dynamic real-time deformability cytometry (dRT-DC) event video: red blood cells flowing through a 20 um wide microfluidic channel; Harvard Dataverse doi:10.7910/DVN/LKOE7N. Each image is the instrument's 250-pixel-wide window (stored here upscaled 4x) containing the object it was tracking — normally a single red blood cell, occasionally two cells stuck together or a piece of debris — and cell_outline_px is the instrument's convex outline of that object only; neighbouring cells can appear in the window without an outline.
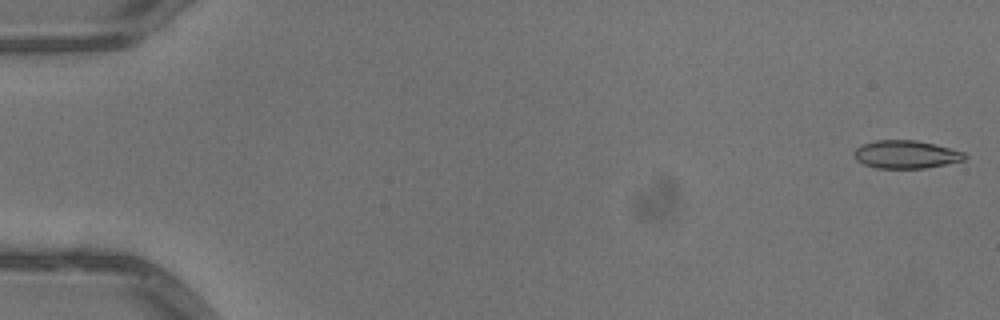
{"species": "common noctule bat (a hibernating species)", "species_latin": "Nyctalus noctula", "temperature_condition": "warm", "stored_images_in_passage": 51, "camera_frame_rate_fps": 3000, "um_per_image_px": 0.085, "animal": {"sex": "male", "body_mass_g": 13.3}, "frame": {"image": 1, "passage_image": 1, "time_ms": 0.0, "image_size_px": [1000, 320], "cell_outline_px": [[968, 156], [964, 160], [924, 168], [876, 168], [864, 164], [856, 160], [852, 152], [860, 144], [876, 140], [916, 140], [936, 144], [964, 152]], "centroid_in_image_um": [76.97, 13.11], "position_along_channel_um": 8.0, "area_um2": 18.15}}
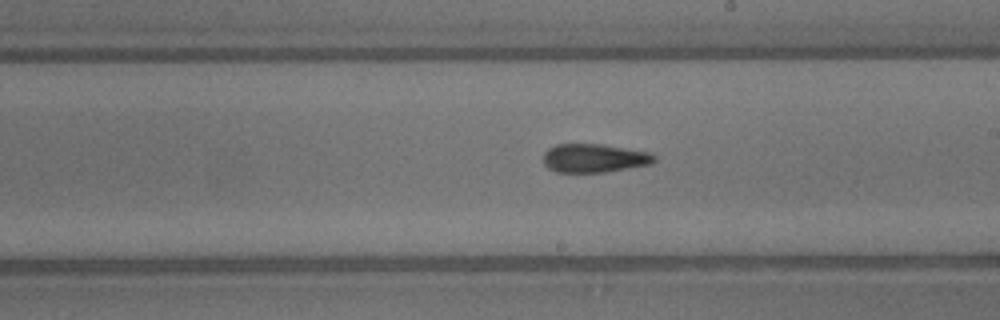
{"frame": {"image": 2, "passage_image": 30, "time_ms": 9.667, "image_size_px": [1000, 320], "cell_outline_px": [[656, 160], [652, 164], [604, 172], [556, 172], [548, 168], [544, 164], [544, 152], [548, 148], [556, 144], [600, 144], [648, 152], [656, 156]], "centroid_in_image_um": [50.49, 13.44], "position_along_channel_um": 238.5, "area_um2": 18.44}}
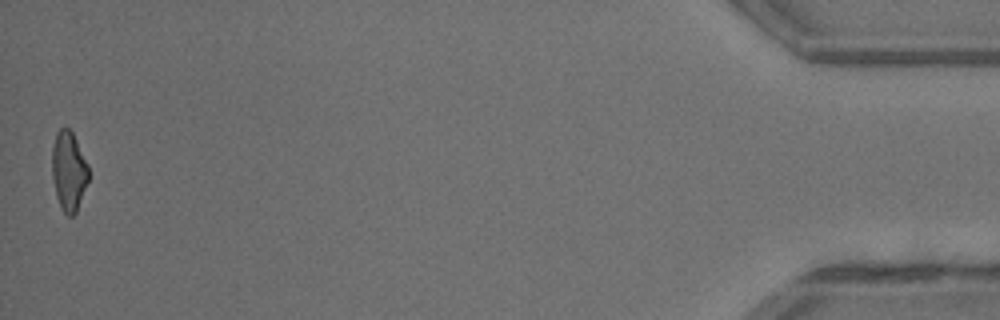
{"frame": {"image": 3, "passage_image": 51, "time_ms": 16.667, "image_size_px": [1000, 320], "cell_outline_px": [[88, 180], [76, 212], [72, 216], [68, 216], [60, 208], [56, 196], [52, 176], [52, 148], [56, 132], [60, 128], [68, 128], [72, 132], [88, 164]], "centroid_in_image_um": [5.82, 14.54], "position_along_channel_um": 429.4, "area_um2": 16.82}, "authors_computed_cell_mechanics": {"area_um2": 18.3804, "velocity_mm_per_s": 4.0809, "shape_relaxation_time_tau1_ms": 6.1451, "shape_relaxation_time_tau2_ms": 4.0479, "deformation_change_tau1": 0.1655, "deformation_change_tau2": 0.1216}}